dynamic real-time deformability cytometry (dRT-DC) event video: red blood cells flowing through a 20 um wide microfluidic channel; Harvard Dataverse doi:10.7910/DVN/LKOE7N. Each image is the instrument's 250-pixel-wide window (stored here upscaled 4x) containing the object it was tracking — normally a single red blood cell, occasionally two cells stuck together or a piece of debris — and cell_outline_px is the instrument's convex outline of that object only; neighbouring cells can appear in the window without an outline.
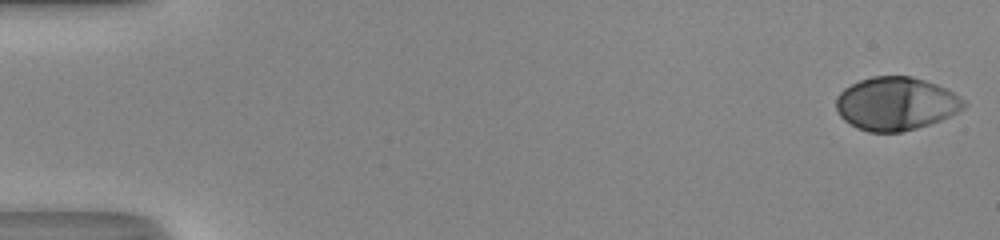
{"species": "human", "species_latin": "Homo sapiens", "temperature_condition": "room temperature", "stored_images_in_passage": 51, "camera_frame_rate_fps": 3000, "um_per_image_px": 0.085, "donor": {"sex": "male"}, "frame": {"image": 1, "passage_image": 1, "time_ms": 0.0, "image_size_px": [1000, 240], "cell_outline_px": [[968, 104], [964, 108], [940, 120], [916, 128], [900, 132], [868, 132], [856, 128], [844, 120], [840, 116], [836, 108], [836, 96], [844, 88], [860, 80], [872, 76], [912, 76], [936, 84], [960, 96]], "centroid_in_image_um": [76.13, 8.81], "position_along_channel_um": 8.9, "area_um2": 39.54}}
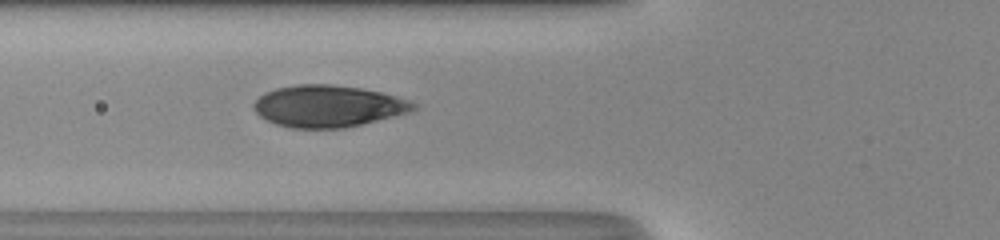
{"frame": {"image": 2, "passage_image": 20, "time_ms": 6.333, "image_size_px": [1000, 240], "cell_outline_px": [[416, 108], [412, 112], [364, 124], [344, 128], [292, 128], [276, 124], [260, 116], [252, 108], [252, 104], [264, 92], [276, 88], [296, 84], [332, 84], [360, 88], [380, 92], [396, 96], [408, 100], [416, 104]], "centroid_in_image_um": [27.89, 9.02], "position_along_channel_um": 97.9, "area_um2": 39.07}}
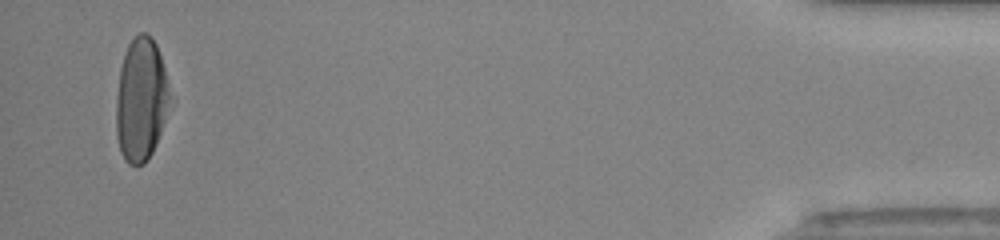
{"frame": {"image": 3, "passage_image": 49, "time_ms": 16.0, "image_size_px": [1000, 240], "cell_outline_px": [[176, 100], [156, 144], [152, 152], [144, 164], [136, 168], [128, 164], [124, 160], [120, 152], [116, 136], [116, 96], [120, 68], [124, 52], [132, 36], [140, 32], [148, 32], [156, 44]], "centroid_in_image_um": [12.05, 8.48], "position_along_channel_um": 423.2, "area_um2": 40.52}, "authors_computed_cell_mechanics": {"area_um2": 39.1884, "velocity_mm_per_s": 4.1999, "shape_relaxation_time_tau1_ms": 4.4901, "shape_relaxation_time_tau2_ms": null, "deformation_change_tau1": 0.2272, "deformation_change_tau2": null}}